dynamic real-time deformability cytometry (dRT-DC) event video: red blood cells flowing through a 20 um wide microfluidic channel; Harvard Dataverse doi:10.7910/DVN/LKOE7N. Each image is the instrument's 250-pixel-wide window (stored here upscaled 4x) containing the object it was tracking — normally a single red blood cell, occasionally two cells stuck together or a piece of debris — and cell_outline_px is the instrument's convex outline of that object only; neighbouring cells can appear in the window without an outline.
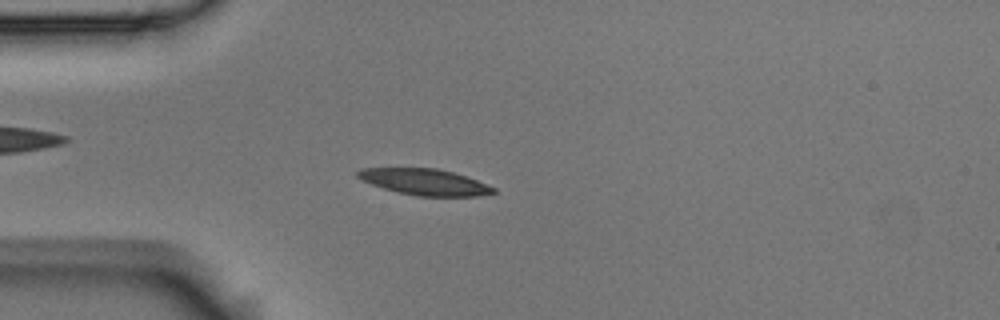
{"species": "Egyptian fruit bat (a non-hibernating species)", "species_latin": "Rousettus aegyptiacus", "temperature_condition": "room temperature", "stored_images_in_passage": 44, "camera_frame_rate_fps": 3000, "um_per_image_px": 0.085, "animal": {"sex": "male"}, "frame": {"image": 1, "passage_image": 2, "time_ms": 0.333, "image_size_px": [1000, 320], "cell_outline_px": [[496, 192], [476, 196], [416, 196], [396, 192], [372, 184], [356, 176], [356, 172], [360, 168], [436, 168], [452, 172], [476, 180], [496, 188]], "centroid_in_image_um": [36.08, 15.47], "position_along_channel_um": 48.9, "area_um2": 20.52}}
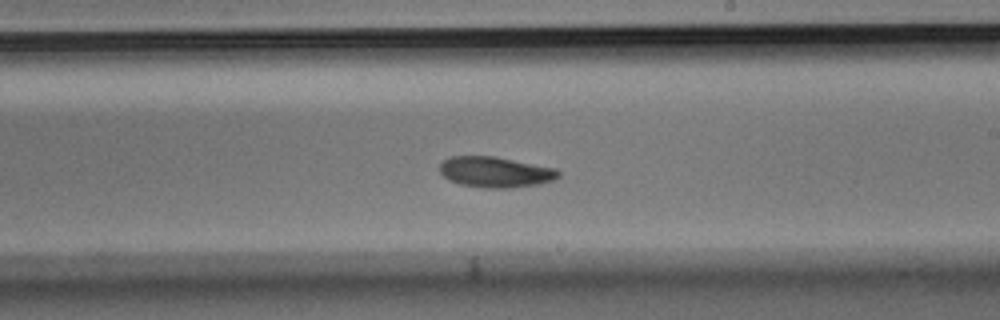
{"frame": {"image": 2, "passage_image": 20, "time_ms": 6.333, "image_size_px": [1000, 320], "cell_outline_px": [[560, 176], [552, 180], [540, 184], [512, 188], [484, 188], [460, 184], [448, 180], [440, 172], [440, 164], [448, 156], [492, 156], [556, 168], [560, 172]], "centroid_in_image_um": [42.1, 14.63], "position_along_channel_um": 246.9, "area_um2": 21.27}}
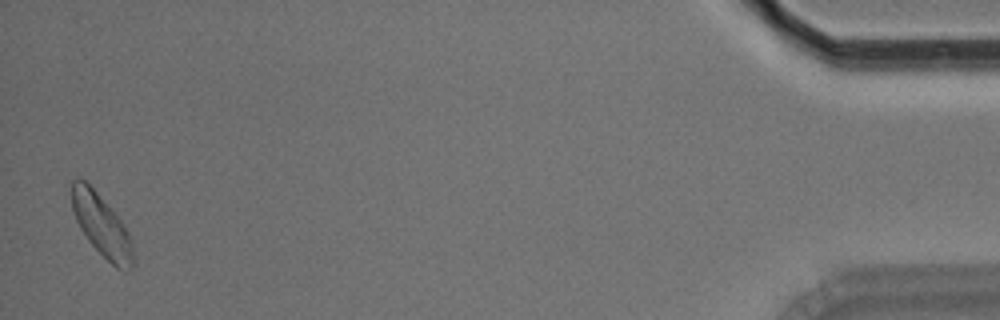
{"frame": {"image": 3, "passage_image": 43, "time_ms": 14.0, "image_size_px": [1000, 320], "cell_outline_px": [[132, 268], [128, 272], [124, 272], [116, 268], [88, 240], [80, 228], [76, 220], [72, 208], [68, 180], [76, 176], [84, 180], [96, 192], [120, 220], [132, 244]], "centroid_in_image_um": [8.55, 19.11], "position_along_channel_um": 426.6, "area_um2": 21.91}, "authors_computed_cell_mechanics": {"area_um2": 21.097, "velocity_mm_per_s": 3.5079, "shape_relaxation_time_tau1_ms": 6.3729, "shape_relaxation_time_tau2_ms": null, "deformation_change_tau1": 0.1394, "deformation_change_tau2": null}}